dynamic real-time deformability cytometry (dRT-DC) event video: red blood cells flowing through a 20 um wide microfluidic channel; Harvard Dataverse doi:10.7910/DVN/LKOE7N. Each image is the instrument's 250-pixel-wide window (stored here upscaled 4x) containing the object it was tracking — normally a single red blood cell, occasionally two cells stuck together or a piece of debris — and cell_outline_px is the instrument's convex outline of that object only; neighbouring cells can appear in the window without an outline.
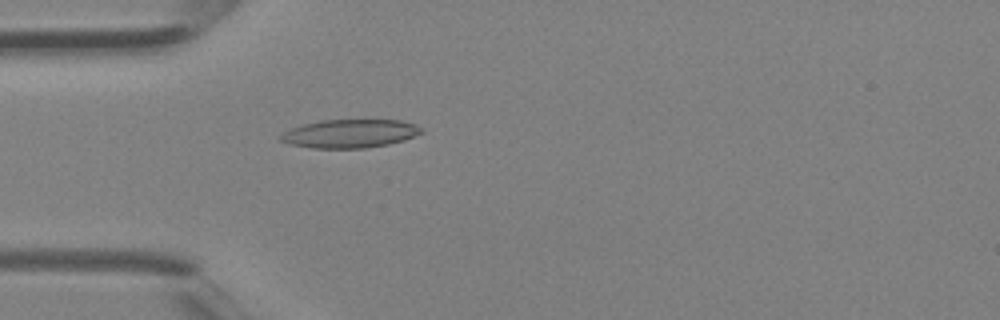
{"species": "Egyptian fruit bat (a non-hibernating species)", "species_latin": "Rousettus aegyptiacus", "temperature_condition": "room temperature", "stored_images_in_passage": 40, "camera_frame_rate_fps": 3000, "um_per_image_px": 0.085, "animal": {"sex": "female"}, "frame": {"image": 1, "passage_image": 12, "time_ms": 3.667, "image_size_px": [1000, 320], "cell_outline_px": [[424, 132], [404, 140], [388, 144], [364, 148], [312, 148], [292, 144], [280, 140], [280, 136], [284, 132], [292, 128], [304, 124], [320, 120], [400, 120], [416, 124], [424, 128]], "centroid_in_image_um": [29.8, 11.35], "position_along_channel_um": 55.2, "area_um2": 23.24}}
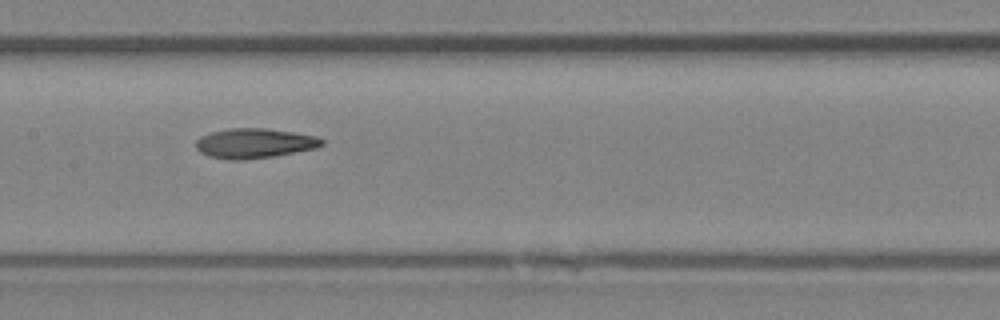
{"frame": {"image": 2, "passage_image": 20, "time_ms": 6.333, "image_size_px": [1000, 320], "cell_outline_px": [[324, 144], [316, 148], [272, 156], [240, 160], [228, 160], [208, 156], [200, 152], [196, 148], [196, 140], [200, 136], [212, 132], [228, 128], [268, 128], [316, 136], [324, 140]], "centroid_in_image_um": [21.6, 12.17], "position_along_channel_um": 185.8, "area_um2": 21.85}}
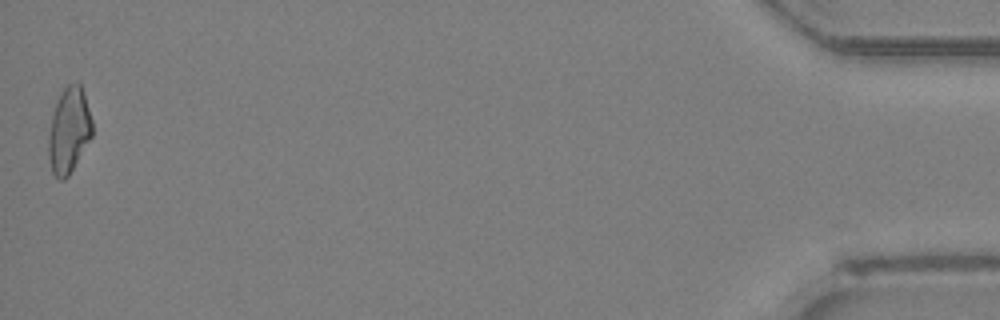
{"frame": {"image": 3, "passage_image": 40, "time_ms": 13.0, "image_size_px": [1000, 320], "cell_outline_px": [[92, 136], [68, 176], [64, 180], [60, 180], [52, 172], [48, 156], [48, 136], [52, 116], [60, 92], [68, 84], [76, 80], [80, 84], [84, 92], [92, 120]], "centroid_in_image_um": [5.86, 11.05], "position_along_channel_um": 429.3, "area_um2": 21.79}}